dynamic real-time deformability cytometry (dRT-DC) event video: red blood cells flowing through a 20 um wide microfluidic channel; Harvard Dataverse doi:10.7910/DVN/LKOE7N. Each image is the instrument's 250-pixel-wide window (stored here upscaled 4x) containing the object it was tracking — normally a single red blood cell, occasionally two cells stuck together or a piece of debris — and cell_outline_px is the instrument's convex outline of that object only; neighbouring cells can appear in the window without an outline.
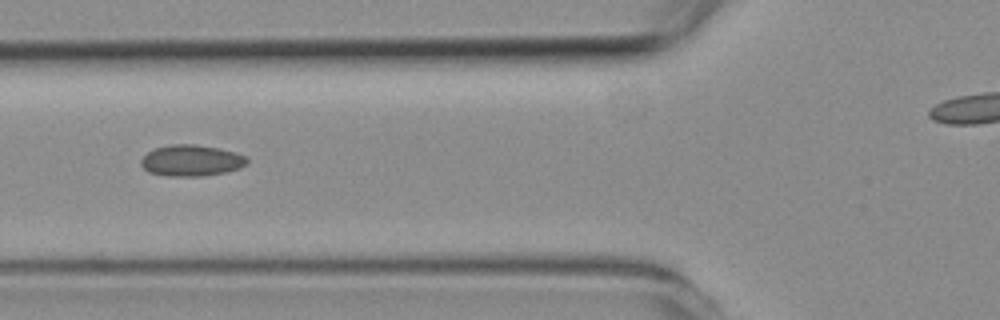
{"species": "common noctule bat (a hibernating species)", "species_latin": "Nyctalus noctula", "temperature_condition": "room temperature", "stored_images_in_passage": 4, "camera_frame_rate_fps": 3000, "um_per_image_px": 0.085, "animal": {"sex": "female", "body_mass_g": 19.3, "forearm_length_mm": 54.1}, "frame": {"image": 1, "passage_image": 3, "time_ms": 2.333, "image_size_px": [1000, 320], "cell_outline_px": [[248, 164], [240, 168], [224, 172], [204, 176], [168, 176], [148, 172], [140, 164], [140, 160], [148, 152], [156, 148], [172, 144], [192, 144], [216, 148], [248, 156]], "centroid_in_image_um": [16.27, 13.65], "position_along_channel_um": 109.5, "area_um2": 19.19}}
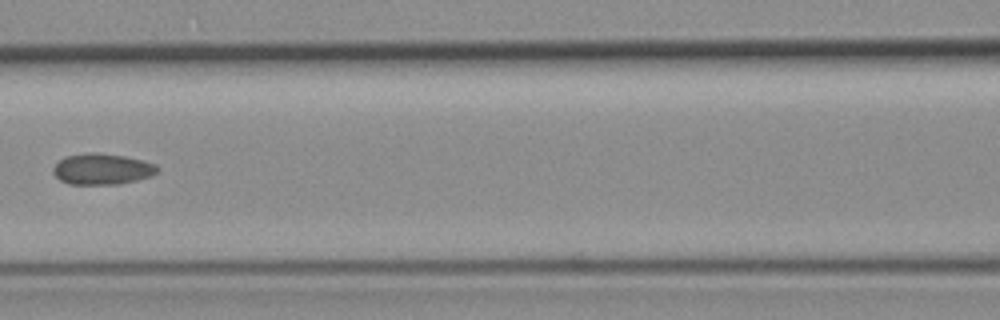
{"frame": {"image": 2, "passage_image": 4, "time_ms": 3.667, "image_size_px": [1000, 320], "cell_outline_px": [[160, 168], [152, 176], [120, 184], [68, 184], [60, 180], [52, 172], [52, 168], [64, 156], [88, 152], [100, 152], [124, 156], [144, 160], [156, 164]], "centroid_in_image_um": [8.68, 14.36], "position_along_channel_um": 157.9, "area_um2": 19.07}}